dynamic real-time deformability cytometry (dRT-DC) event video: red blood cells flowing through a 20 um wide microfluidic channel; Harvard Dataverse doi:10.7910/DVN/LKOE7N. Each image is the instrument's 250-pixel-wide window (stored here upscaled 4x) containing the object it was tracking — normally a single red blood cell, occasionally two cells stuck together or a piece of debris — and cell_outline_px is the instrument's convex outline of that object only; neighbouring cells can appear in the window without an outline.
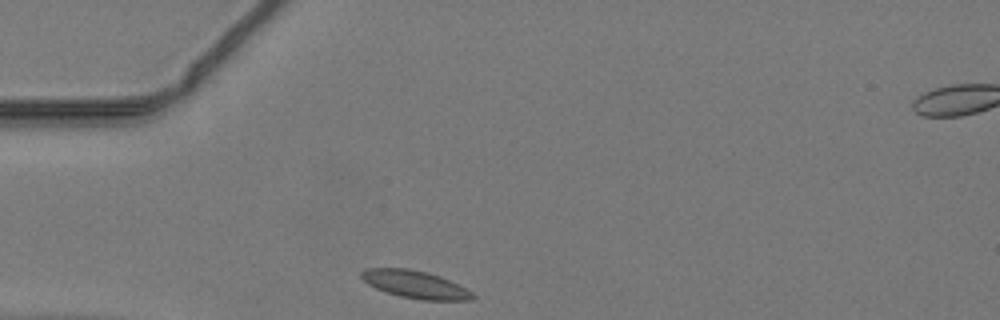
{"species": "common noctule bat (a hibernating species)", "species_latin": "Nyctalus noctula", "temperature_condition": "warm", "stored_images_in_passage": 30, "camera_frame_rate_fps": 3000, "um_per_image_px": 0.085, "animal": {"sex": "male", "body_mass_g": 19.2, "forearm_length_mm": 51.8}, "frame": {"image": 1, "passage_image": 1, "time_ms": 0.0, "image_size_px": [1000, 320], "cell_outline_px": [[476, 296], [472, 300], [420, 300], [400, 296], [376, 288], [368, 284], [360, 276], [360, 272], [364, 268], [408, 268], [428, 272], [440, 276], [472, 292]], "centroid_in_image_um": [35.27, 24.17], "position_along_channel_um": 49.7, "area_um2": 17.8}}
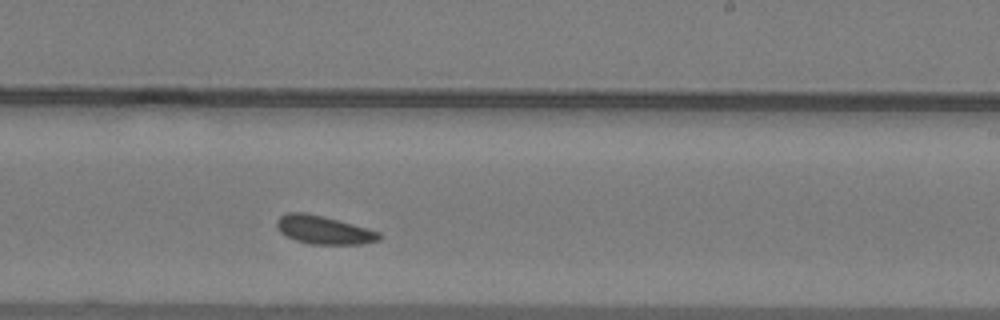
{"frame": {"image": 2, "passage_image": 17, "time_ms": 5.333, "image_size_px": [1000, 320], "cell_outline_px": [[384, 236], [380, 240], [364, 244], [312, 244], [296, 240], [284, 236], [280, 232], [276, 224], [276, 220], [280, 216], [288, 212], [304, 212], [352, 224], [380, 232]], "centroid_in_image_um": [27.52, 19.56], "position_along_channel_um": 261.5, "area_um2": 16.82}}
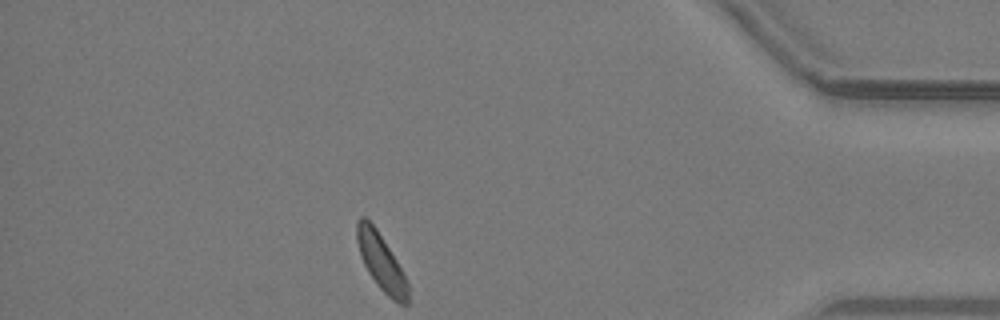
{"frame": {"image": 3, "passage_image": 30, "time_ms": 9.667, "image_size_px": [1000, 320], "cell_outline_px": [[408, 304], [400, 304], [392, 300], [376, 284], [368, 272], [360, 256], [356, 240], [356, 220], [360, 216], [364, 216], [376, 228], [396, 260], [408, 284]], "centroid_in_image_um": [32.36, 22.26], "position_along_channel_um": 402.8, "area_um2": 16.65}}